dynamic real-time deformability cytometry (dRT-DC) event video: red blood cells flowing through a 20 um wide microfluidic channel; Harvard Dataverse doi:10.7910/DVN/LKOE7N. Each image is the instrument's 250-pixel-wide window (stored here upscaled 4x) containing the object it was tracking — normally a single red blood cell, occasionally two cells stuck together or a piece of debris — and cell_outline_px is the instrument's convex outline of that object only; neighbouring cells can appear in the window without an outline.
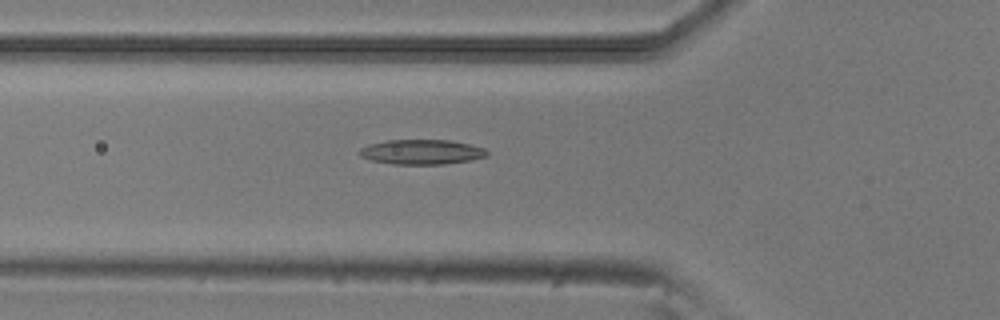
{"species": "common noctule bat (a hibernating species)", "species_latin": "Nyctalus noctula", "temperature_condition": "room temperature", "stored_images_in_passage": 39, "camera_frame_rate_fps": 3000, "um_per_image_px": 0.085, "animal": {"sex": "male", "body_mass_g": 20.5, "forearm_length_mm": 52.5}, "frame": {"image": 1, "passage_image": 5, "time_ms": 1.333, "image_size_px": [1000, 320], "cell_outline_px": [[488, 156], [472, 160], [444, 164], [392, 164], [372, 160], [360, 156], [356, 152], [360, 148], [368, 144], [388, 140], [448, 140], [468, 144], [484, 148], [488, 152]], "centroid_in_image_um": [35.81, 12.92], "position_along_channel_um": 90.0, "area_um2": 18.5}}
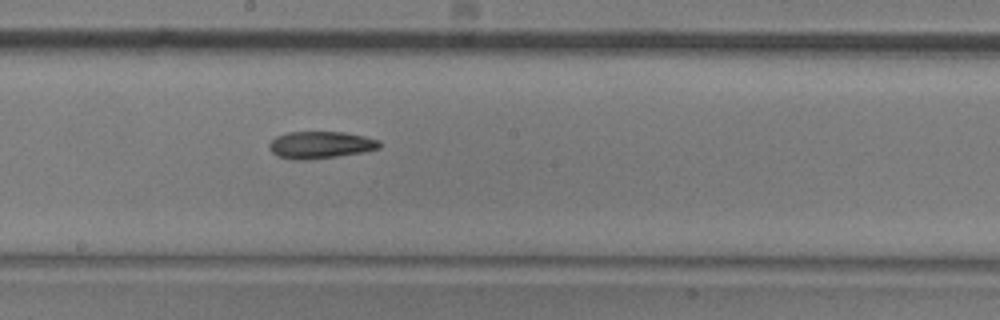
{"frame": {"image": 2, "passage_image": 15, "time_ms": 4.667, "image_size_px": [1000, 320], "cell_outline_px": [[380, 148], [364, 152], [308, 160], [296, 160], [276, 156], [268, 148], [268, 144], [276, 136], [288, 132], [344, 132], [364, 136], [380, 140]], "centroid_in_image_um": [27.22, 12.32], "position_along_channel_um": 221.0, "area_um2": 17.51}}
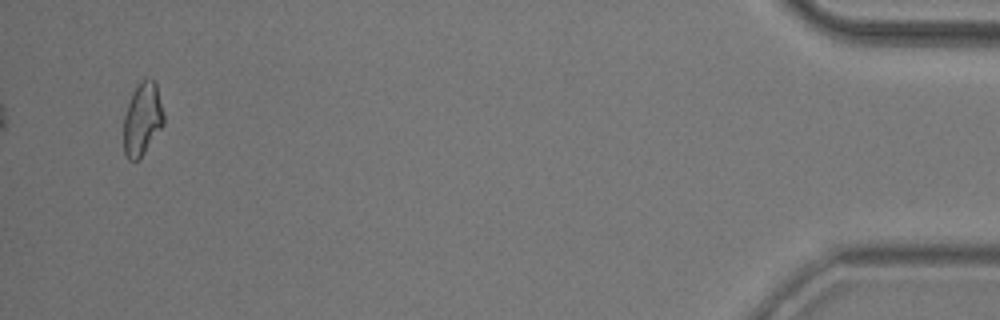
{"frame": {"image": 3, "passage_image": 37, "time_ms": 12.0, "image_size_px": [1000, 320], "cell_outline_px": [[164, 124], [144, 152], [136, 160], [128, 160], [124, 152], [124, 116], [132, 92], [140, 80], [144, 76], [156, 80], [164, 112]], "centroid_in_image_um": [12.12, 10.04], "position_along_channel_um": 423.1, "area_um2": 17.17}, "authors_computed_cell_mechanics": {"area_um2": 17.34, "velocity_mm_per_s": 3.8975, "shape_relaxation_time_tau1_ms": 9.5821, "shape_relaxation_time_tau2_ms": 9.9867, "deformation_change_tau1": 0.1981, "deformation_change_tau2": 0.209}}